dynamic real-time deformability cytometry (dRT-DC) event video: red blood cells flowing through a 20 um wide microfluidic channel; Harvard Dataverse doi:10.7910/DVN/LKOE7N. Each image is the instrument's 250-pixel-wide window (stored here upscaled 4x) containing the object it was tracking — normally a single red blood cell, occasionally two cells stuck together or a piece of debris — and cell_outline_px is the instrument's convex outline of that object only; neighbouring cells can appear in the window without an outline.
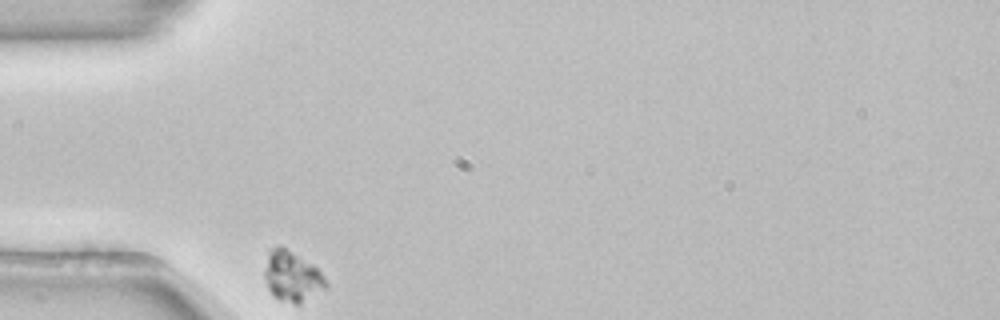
{"species": "common noctule bat (a hibernating species)", "species_latin": "Nyctalus noctula", "temperature_condition": "room temperature", "stored_images_in_passage": 33, "camera_frame_rate_fps": 3000, "um_per_image_px": 0.085, "animal": {"sex": "female", "body_mass_g": 22.7, "forearm_length_mm": 54.2}, "frame": {"image": 1, "passage_image": 1, "time_ms": 0.0, "image_size_px": [1000, 320], "cell_outline_px": [[328, 288], [300, 304], [292, 304], [280, 300], [272, 296], [268, 288], [264, 276], [264, 272], [268, 248], [276, 244], [280, 244], [312, 264], [324, 276], [328, 284]], "centroid_in_image_um": [24.81, 23.49], "position_along_channel_um": 60.2, "area_um2": 18.44}}